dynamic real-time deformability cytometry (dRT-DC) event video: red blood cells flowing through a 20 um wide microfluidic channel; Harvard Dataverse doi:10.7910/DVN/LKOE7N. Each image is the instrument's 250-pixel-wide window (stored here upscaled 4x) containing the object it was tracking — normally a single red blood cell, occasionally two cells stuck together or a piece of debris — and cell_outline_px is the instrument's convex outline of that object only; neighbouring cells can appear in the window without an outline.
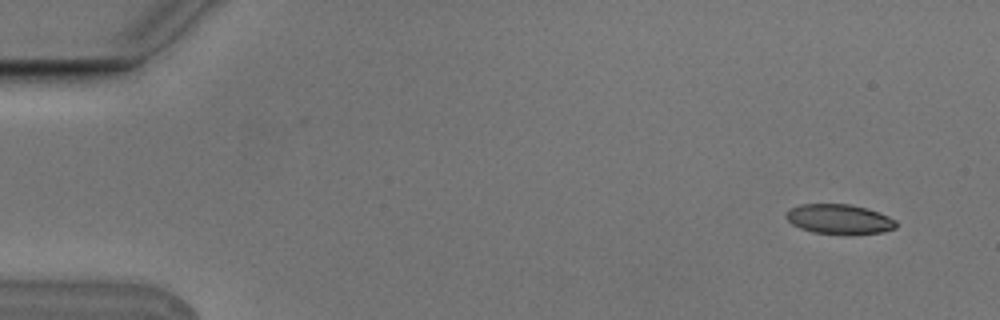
{"species": "Egyptian fruit bat (a non-hibernating species)", "species_latin": "Rousettus aegyptiacus", "temperature_condition": "cold", "stored_images_in_passage": 4, "camera_frame_rate_fps": 3000, "um_per_image_px": 0.085, "animal": {"sex": "male"}, "frame": {"image": 1, "passage_image": 1, "time_ms": 0.0, "image_size_px": [1000, 320], "cell_outline_px": [[896, 228], [884, 232], [812, 232], [800, 228], [792, 224], [784, 216], [784, 212], [788, 208], [800, 204], [848, 204], [864, 208], [888, 216], [896, 220]], "centroid_in_image_um": [71.25, 18.59], "position_along_channel_um": 13.7, "area_um2": 18.5}}
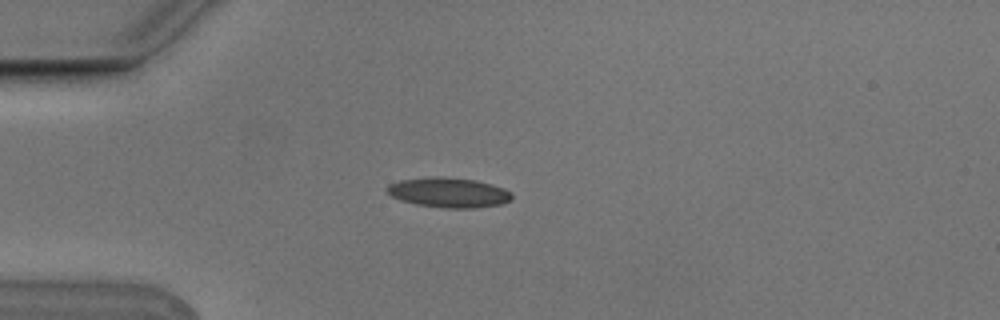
{"frame": {"image": 2, "passage_image": 4, "time_ms": 1.0, "image_size_px": [1000, 320], "cell_outline_px": [[512, 196], [508, 200], [500, 204], [472, 208], [444, 208], [416, 204], [400, 200], [392, 196], [384, 188], [388, 184], [400, 180], [428, 176], [444, 176], [476, 180], [492, 184], [504, 188], [512, 192]], "centroid_in_image_um": [38.1, 16.34], "position_along_channel_um": 46.9, "area_um2": 21.91}}